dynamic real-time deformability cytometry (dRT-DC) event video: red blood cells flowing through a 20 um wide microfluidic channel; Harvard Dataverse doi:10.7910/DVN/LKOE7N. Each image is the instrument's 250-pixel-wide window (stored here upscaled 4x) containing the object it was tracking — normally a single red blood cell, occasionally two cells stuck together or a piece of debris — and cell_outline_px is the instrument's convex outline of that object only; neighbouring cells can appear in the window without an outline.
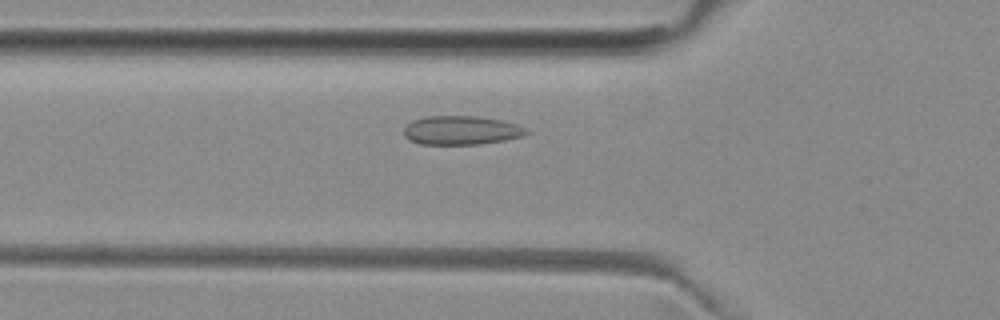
{"species": "common noctule bat (a hibernating species)", "species_latin": "Nyctalus noctula", "temperature_condition": "room temperature", "stored_images_in_passage": 38, "camera_frame_rate_fps": 3000, "um_per_image_px": 0.085, "animal": {"sex": "female", "body_mass_g": 29.2, "forearm_length_mm": 56.3}, "frame": {"image": 1, "passage_image": 4, "time_ms": 1.0, "image_size_px": [1000, 320], "cell_outline_px": [[528, 132], [524, 136], [504, 140], [480, 144], [420, 144], [408, 140], [404, 136], [404, 128], [412, 120], [424, 116], [476, 116], [504, 120], [516, 124], [524, 128]], "centroid_in_image_um": [39.18, 11.07], "position_along_channel_um": 86.6, "area_um2": 20.69}}
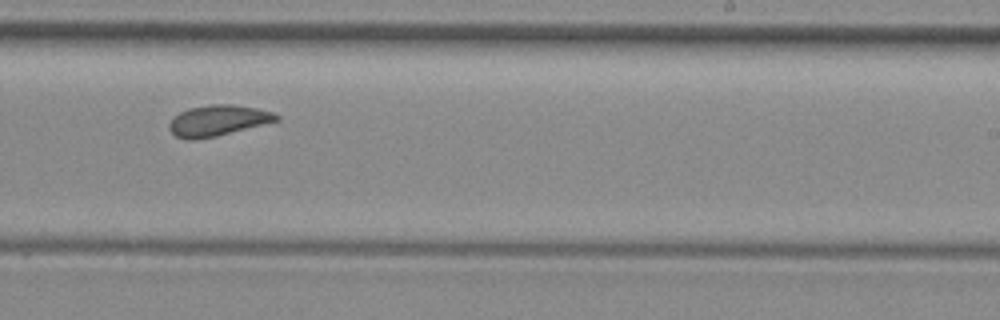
{"frame": {"image": 2, "passage_image": 18, "time_ms": 5.667, "image_size_px": [1000, 320], "cell_outline_px": [[280, 120], [216, 136], [192, 140], [184, 140], [176, 136], [168, 128], [168, 124], [180, 112], [188, 108], [212, 104], [232, 104], [256, 108], [272, 112], [280, 116]], "centroid_in_image_um": [18.51, 10.24], "position_along_channel_um": 270.5, "area_um2": 19.13}}
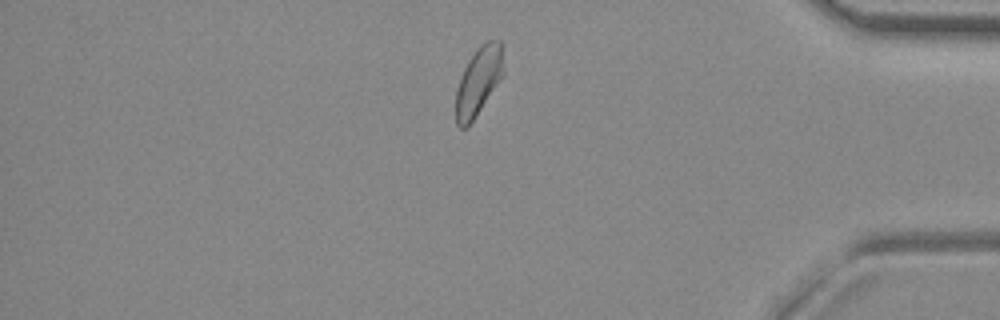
{"frame": {"image": 3, "passage_image": 30, "time_ms": 9.667, "image_size_px": [1000, 320], "cell_outline_px": [[504, 72], [468, 128], [460, 128], [456, 124], [456, 88], [460, 76], [468, 60], [476, 48], [484, 40], [500, 40]], "centroid_in_image_um": [40.64, 6.88], "position_along_channel_um": 394.6, "area_um2": 18.84}, "authors_computed_cell_mechanics": {"area_um2": 19.5075, "velocity_mm_per_s": 3.9406, "shape_relaxation_time_tau1_ms": null, "shape_relaxation_time_tau2_ms": 1.4009, "deformation_change_tau1": null, "deformation_change_tau2": 0.0621}}